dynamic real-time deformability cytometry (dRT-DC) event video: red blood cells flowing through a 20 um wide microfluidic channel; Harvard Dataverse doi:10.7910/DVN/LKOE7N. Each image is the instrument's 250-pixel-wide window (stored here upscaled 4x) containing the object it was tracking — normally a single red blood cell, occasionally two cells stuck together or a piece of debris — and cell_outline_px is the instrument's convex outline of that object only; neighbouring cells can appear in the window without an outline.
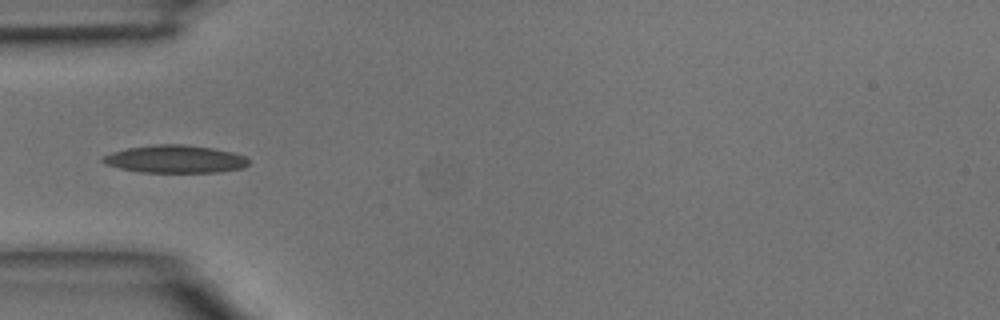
{"species": "common noctule bat (a hibernating species)", "species_latin": "Nyctalus noctula", "temperature_condition": "room temperature", "stored_images_in_passage": 4, "camera_frame_rate_fps": 3000, "um_per_image_px": 0.085, "animal": {"sex": "male", "body_mass_g": 15.6}, "frame": {"image": 1, "passage_image": 3, "time_ms": 0.667, "image_size_px": [1000, 320], "cell_outline_px": [[248, 164], [244, 168], [216, 172], [140, 172], [120, 168], [104, 164], [100, 160], [100, 156], [112, 152], [128, 148], [156, 144], [184, 144], [212, 148], [232, 152], [244, 156], [248, 160]], "centroid_in_image_um": [14.84, 13.52], "position_along_channel_um": 70.2, "area_um2": 23.58}}